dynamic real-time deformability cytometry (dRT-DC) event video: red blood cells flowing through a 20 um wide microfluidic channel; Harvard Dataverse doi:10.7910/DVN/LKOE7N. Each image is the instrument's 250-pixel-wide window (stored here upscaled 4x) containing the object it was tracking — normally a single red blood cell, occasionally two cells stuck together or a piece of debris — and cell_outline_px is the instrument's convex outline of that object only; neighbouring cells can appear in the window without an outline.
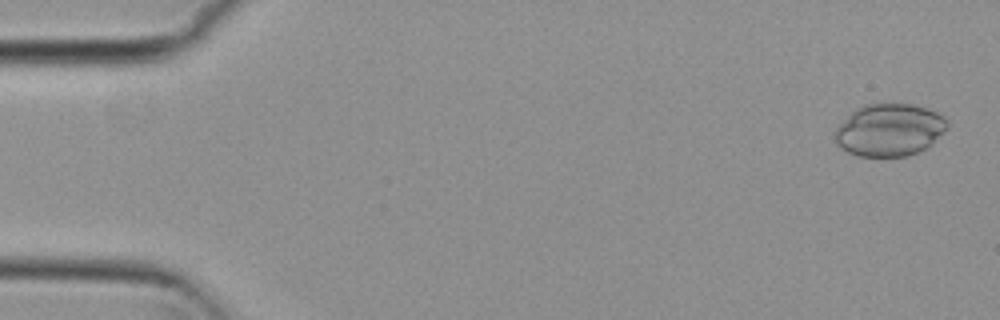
{"species": "common noctule bat (a hibernating species)", "species_latin": "Nyctalus noctula", "temperature_condition": "cold", "stored_images_in_passage": 6, "camera_frame_rate_fps": 3000, "um_per_image_px": 0.085, "animal": {"sex": "female", "body_mass_g": 29.2, "forearm_length_mm": 56.3}, "frame": {"image": 1, "passage_image": 1, "time_ms": 0.0, "image_size_px": [1000, 320], "cell_outline_px": [[948, 128], [932, 144], [916, 152], [904, 156], [856, 156], [840, 148], [836, 144], [832, 132], [856, 108], [864, 104], [912, 104], [936, 112], [944, 116], [948, 120]], "centroid_in_image_um": [75.58, 11.05], "position_along_channel_um": 9.4, "area_um2": 34.33}}